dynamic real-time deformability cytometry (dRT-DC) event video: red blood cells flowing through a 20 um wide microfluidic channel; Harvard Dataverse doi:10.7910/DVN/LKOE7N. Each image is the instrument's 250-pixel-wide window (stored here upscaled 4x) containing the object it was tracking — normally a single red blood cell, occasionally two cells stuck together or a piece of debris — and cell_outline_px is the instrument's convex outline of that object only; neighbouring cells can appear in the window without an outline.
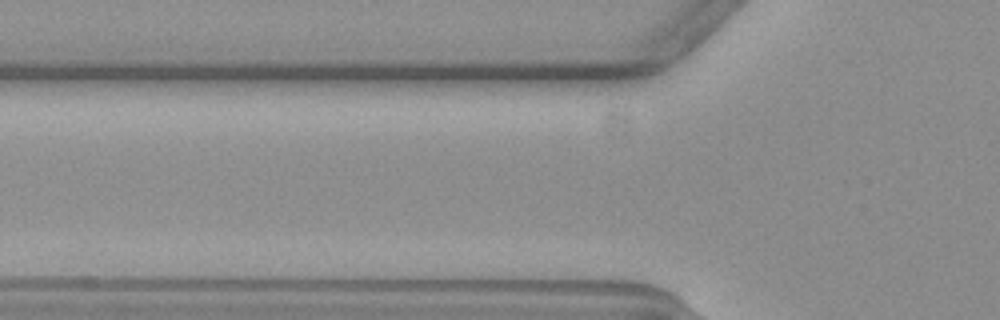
{"species": "common noctule bat (a hibernating species)", "species_latin": "Nyctalus noctula", "temperature_condition": "warm", "stored_images_in_passage": 4, "camera_frame_rate_fps": 3000, "um_per_image_px": 0.085, "animal": {"sex": "female", "body_mass_g": 19.3, "forearm_length_mm": 54.1}, "frame": {"image": 1, "passage_image": 3, "time_ms": 0.667, "image_size_px": [1000, 320], "cell_outline_px": [[764, 60], [760, 68], [716, 120], [692, 132], [684, 132], [680, 128], [680, 120], [688, 112], [764, 56]], "centroid_in_image_um": [61.02, 8.59], "position_along_channel_um": 64.8, "area_um2": 12.14}}